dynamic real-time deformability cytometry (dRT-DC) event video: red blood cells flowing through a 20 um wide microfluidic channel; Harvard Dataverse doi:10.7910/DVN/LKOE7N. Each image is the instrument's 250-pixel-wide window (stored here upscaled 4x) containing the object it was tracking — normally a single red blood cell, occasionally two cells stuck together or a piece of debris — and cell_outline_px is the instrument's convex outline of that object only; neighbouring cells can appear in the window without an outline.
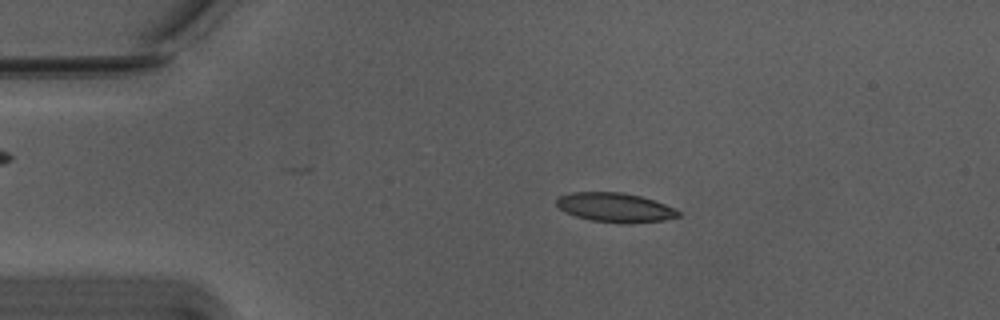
{"species": "Egyptian fruit bat (a non-hibernating species)", "species_latin": "Rousettus aegyptiacus", "temperature_condition": "warm", "stored_images_in_passage": 37, "camera_frame_rate_fps": 3000, "um_per_image_px": 0.085, "animal": {"sex": "male"}, "frame": {"image": 1, "passage_image": 4, "time_ms": 1.0, "image_size_px": [1000, 320], "cell_outline_px": [[680, 216], [664, 220], [632, 224], [624, 224], [592, 220], [576, 216], [564, 212], [556, 204], [556, 200], [560, 196], [572, 192], [620, 192], [640, 196], [664, 204], [680, 212]], "centroid_in_image_um": [52.27, 17.65], "position_along_channel_um": 32.7, "area_um2": 20.69}}
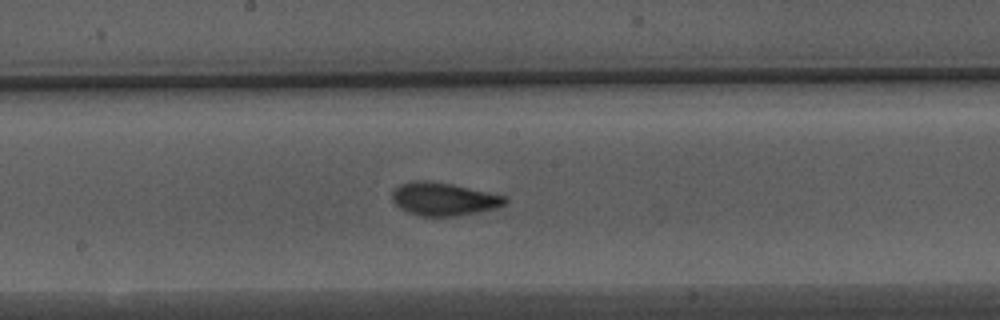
{"frame": {"image": 2, "passage_image": 22, "time_ms": 7.0, "image_size_px": [1000, 320], "cell_outline_px": [[508, 200], [504, 204], [496, 208], [456, 216], [420, 216], [408, 212], [400, 208], [392, 200], [392, 192], [400, 184], [412, 180], [428, 180], [452, 184], [508, 196]], "centroid_in_image_um": [37.71, 16.91], "position_along_channel_um": 210.5, "area_um2": 21.79}}
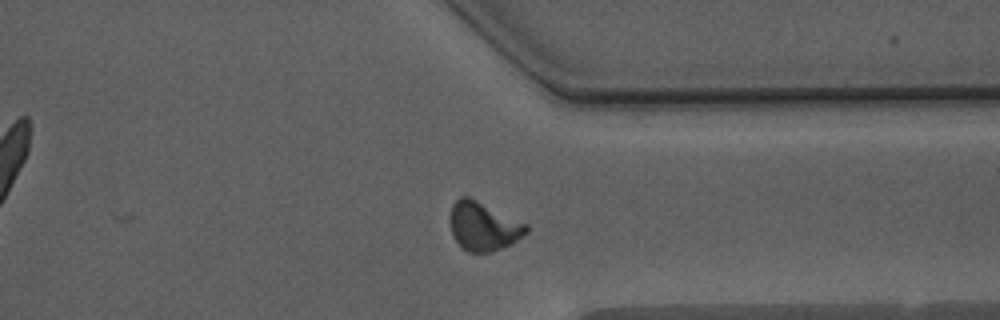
{"frame": {"image": 3, "passage_image": 35, "time_ms": 11.333, "image_size_px": [1000, 320], "cell_outline_px": [[528, 232], [512, 244], [504, 248], [492, 252], [468, 252], [452, 236], [452, 204], [460, 196], [468, 196], [528, 224]], "centroid_in_image_um": [41.14, 19.25], "position_along_channel_um": 370.3, "area_um2": 21.39}, "authors_computed_cell_mechanics": {"area_um2": 21.097, "velocity_mm_per_s": 3.7331, "shape_relaxation_time_tau1_ms": 4.5129, "shape_relaxation_time_tau2_ms": 1.2777, "deformation_change_tau1": 0.1852, "deformation_change_tau2": 0.0822}}